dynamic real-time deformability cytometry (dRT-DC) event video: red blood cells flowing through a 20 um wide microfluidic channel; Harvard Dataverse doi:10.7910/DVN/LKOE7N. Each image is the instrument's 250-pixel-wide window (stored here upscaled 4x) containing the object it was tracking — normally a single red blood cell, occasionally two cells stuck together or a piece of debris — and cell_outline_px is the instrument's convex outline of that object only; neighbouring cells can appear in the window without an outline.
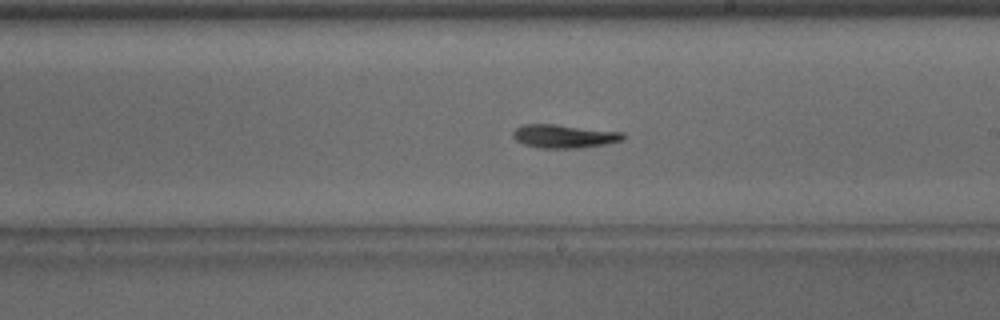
{"species": "common noctule bat (a hibernating species)", "species_latin": "Nyctalus noctula", "temperature_condition": "warm", "stored_images_in_passage": 41, "camera_frame_rate_fps": 3000, "um_per_image_px": 0.085, "animal": {"sex": "male", "body_mass_g": 15.6}, "frame": {"image": 1, "passage_image": 18, "time_ms": 5.667, "image_size_px": [1000, 320], "cell_outline_px": [[624, 140], [604, 144], [580, 148], [540, 148], [524, 144], [516, 140], [512, 136], [512, 132], [520, 124], [556, 124], [624, 132]], "centroid_in_image_um": [47.93, 11.57], "position_along_channel_um": 241.1, "area_um2": 15.14}}
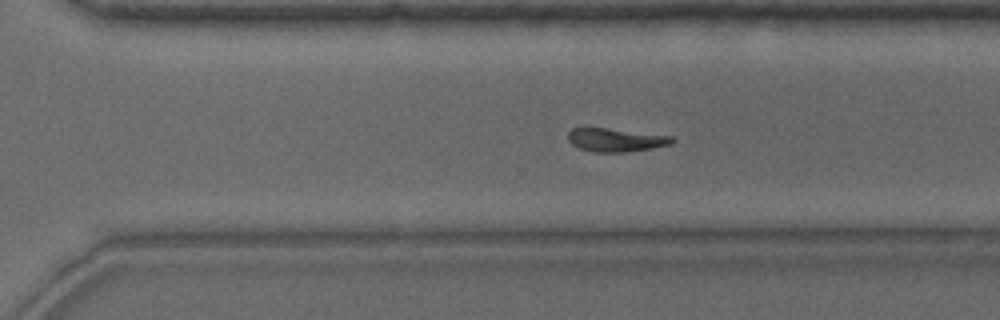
{"frame": {"image": 2, "passage_image": 24, "time_ms": 7.667, "image_size_px": [1000, 320], "cell_outline_px": [[676, 140], [672, 144], [652, 148], [624, 152], [592, 152], [580, 148], [572, 144], [568, 140], [568, 132], [572, 128], [608, 128], [672, 136]], "centroid_in_image_um": [52.35, 11.89], "position_along_channel_um": 318.2, "area_um2": 14.16}, "authors_computed_cell_mechanics": {"area_um2": 14.6234, "velocity_mm_per_s": 3.8701, "shape_relaxation_time_tau1_ms": 5.2245, "shape_relaxation_time_tau2_ms": null, "deformation_change_tau1": 0.2108, "deformation_change_tau2": null}}